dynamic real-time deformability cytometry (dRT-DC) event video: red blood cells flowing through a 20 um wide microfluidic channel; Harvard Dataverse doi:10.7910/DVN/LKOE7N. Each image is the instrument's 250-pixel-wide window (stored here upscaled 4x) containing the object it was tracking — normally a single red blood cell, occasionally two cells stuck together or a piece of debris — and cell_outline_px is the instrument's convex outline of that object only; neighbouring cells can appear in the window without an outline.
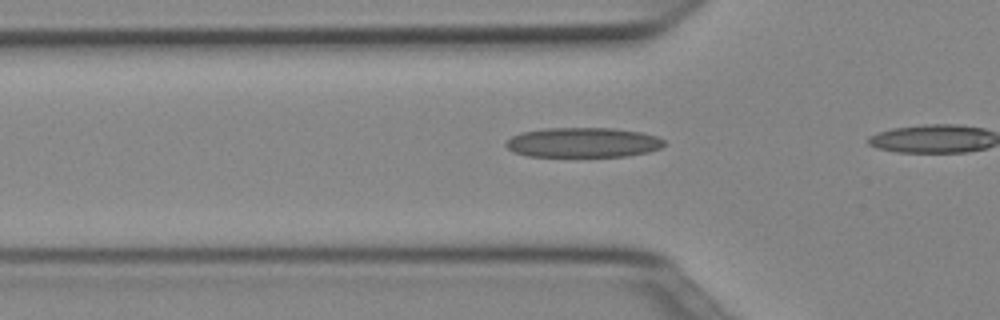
{"species": "Egyptian fruit bat (a non-hibernating species)", "species_latin": "Rousettus aegyptiacus", "temperature_condition": "cold", "stored_images_in_passage": 4, "camera_frame_rate_fps": 3000, "um_per_image_px": 0.085, "animal": {"sex": "female"}, "frame": {"image": 1, "passage_image": 3, "time_ms": 0.667, "image_size_px": [1000, 320], "cell_outline_px": [[664, 144], [660, 148], [648, 152], [628, 156], [528, 156], [512, 152], [504, 144], [512, 136], [520, 132], [544, 128], [612, 128], [640, 132], [656, 136], [664, 140]], "centroid_in_image_um": [49.53, 12.11], "position_along_channel_um": 76.3, "area_um2": 27.51}}